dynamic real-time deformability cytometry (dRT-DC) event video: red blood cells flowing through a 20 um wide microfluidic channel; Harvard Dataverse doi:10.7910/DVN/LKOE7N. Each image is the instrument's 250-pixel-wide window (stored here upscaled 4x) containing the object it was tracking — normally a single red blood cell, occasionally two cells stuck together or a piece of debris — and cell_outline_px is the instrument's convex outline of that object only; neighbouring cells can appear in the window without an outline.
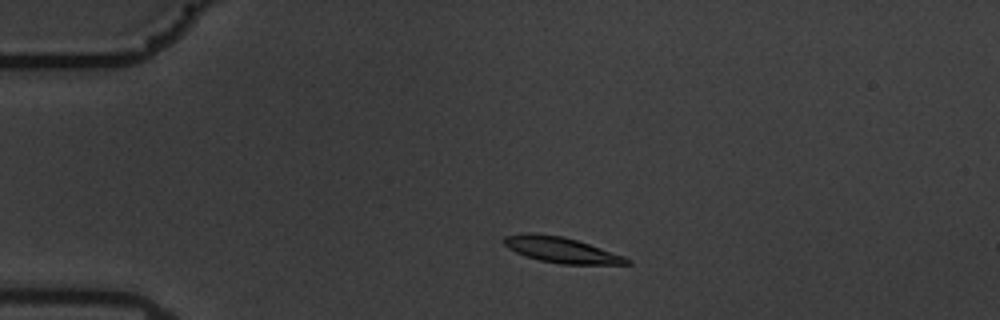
{"species": "common noctule bat (a hibernating species)", "species_latin": "Nyctalus noctula", "temperature_condition": "warm", "stored_images_in_passage": 52, "camera_frame_rate_fps": 3000, "um_per_image_px": 0.085, "animal": {"sex": "male", "body_mass_g": 19.5, "forearm_length_mm": 54.6}, "frame": {"image": 1, "passage_image": 7, "time_ms": 2.0, "image_size_px": [1000, 320], "cell_outline_px": [[632, 264], [560, 264], [540, 260], [516, 252], [508, 248], [504, 244], [504, 236], [528, 232], [536, 232], [564, 236], [624, 256], [632, 260]], "centroid_in_image_um": [47.7, 21.23], "position_along_channel_um": 37.3, "area_um2": 18.26}}
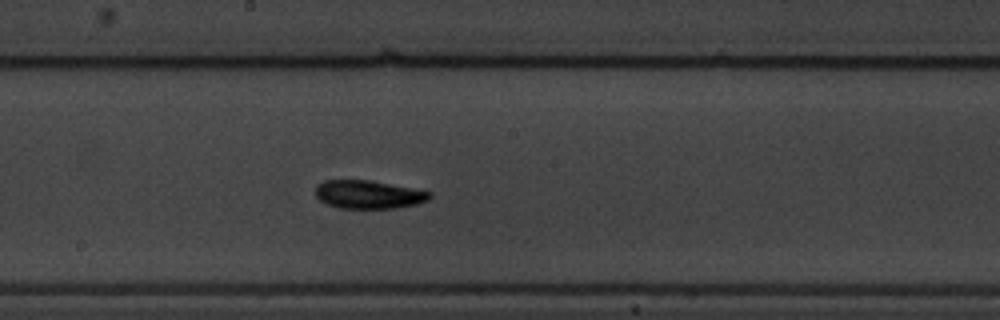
{"frame": {"image": 2, "passage_image": 26, "time_ms": 8.333, "image_size_px": [1000, 320], "cell_outline_px": [[432, 196], [428, 200], [416, 204], [396, 208], [340, 208], [328, 204], [320, 200], [316, 196], [316, 184], [324, 180], [368, 180], [432, 192]], "centroid_in_image_um": [31.31, 16.53], "position_along_channel_um": 216.9, "area_um2": 18.67}}
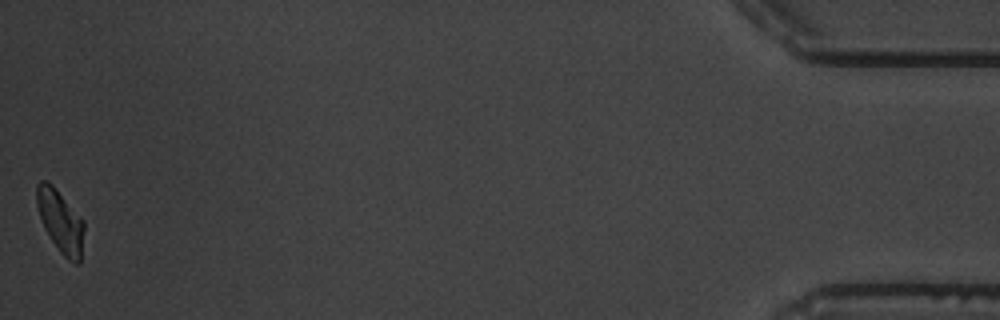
{"frame": {"image": 3, "passage_image": 52, "time_ms": 17.0, "image_size_px": [1000, 320], "cell_outline_px": [[84, 228], [80, 264], [76, 264], [68, 260], [60, 252], [44, 228], [36, 204], [36, 184], [40, 180], [48, 180], [56, 188], [84, 220]], "centroid_in_image_um": [5.13, 18.78], "position_along_channel_um": 430.1, "area_um2": 17.34}, "authors_computed_cell_mechanics": {"area_um2": 18.2648, "velocity_mm_per_s": 3.4942, "shape_relaxation_time_tau1_ms": 3.4852, "shape_relaxation_time_tau2_ms": 6.0231, "deformation_change_tau1": 0.1796, "deformation_change_tau2": 0.1176}}